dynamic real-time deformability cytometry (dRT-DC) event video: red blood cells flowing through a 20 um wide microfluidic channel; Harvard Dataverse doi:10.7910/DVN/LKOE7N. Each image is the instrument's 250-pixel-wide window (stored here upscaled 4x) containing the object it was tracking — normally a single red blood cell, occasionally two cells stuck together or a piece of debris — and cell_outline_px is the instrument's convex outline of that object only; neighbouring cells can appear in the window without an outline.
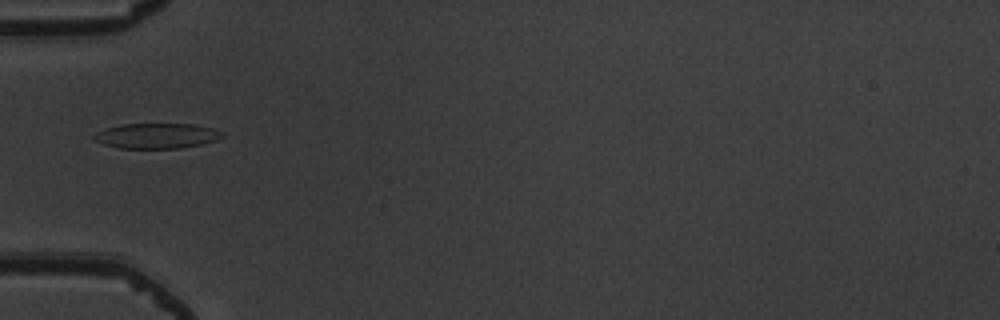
{"species": "common noctule bat (a hibernating species)", "species_latin": "Nyctalus noctula", "temperature_condition": "warm", "stored_images_in_passage": 4, "camera_frame_rate_fps": 3000, "um_per_image_px": 0.085, "animal": {"sex": "male", "body_mass_g": 19.5, "forearm_length_mm": 54.6}, "frame": {"image": 1, "passage_image": 1, "time_ms": 0.0, "image_size_px": [1000, 320], "cell_outline_px": [[224, 136], [216, 140], [204, 144], [180, 148], [120, 148], [104, 144], [96, 140], [92, 136], [96, 132], [120, 124], [196, 124], [212, 128], [224, 132]], "centroid_in_image_um": [13.37, 11.54], "position_along_channel_um": 71.6, "area_um2": 18.84}}